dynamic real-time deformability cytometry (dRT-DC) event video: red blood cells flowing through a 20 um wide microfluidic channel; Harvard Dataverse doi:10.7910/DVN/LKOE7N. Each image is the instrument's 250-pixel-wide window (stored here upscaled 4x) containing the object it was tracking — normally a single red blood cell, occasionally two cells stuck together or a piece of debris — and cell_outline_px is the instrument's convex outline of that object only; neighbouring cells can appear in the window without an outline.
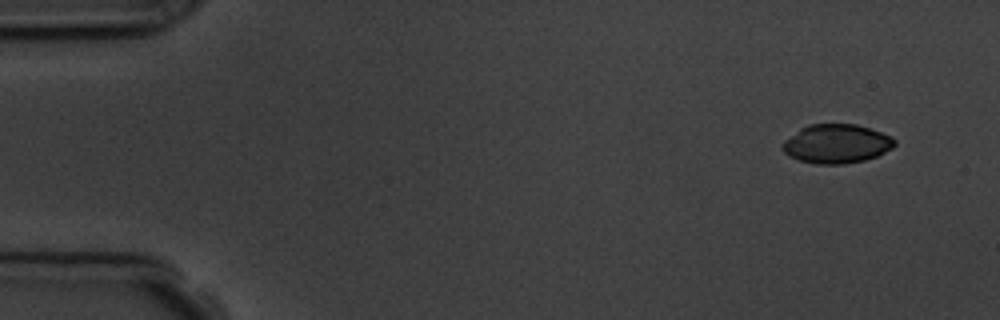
{"species": "common noctule bat (a hibernating species)", "species_latin": "Nyctalus noctula", "temperature_condition": "room temperature", "stored_images_in_passage": 9, "camera_frame_rate_fps": 3000, "um_per_image_px": 0.085, "animal": {"sex": "male", "body_mass_g": 19.5, "forearm_length_mm": 54.6}, "frame": {"image": 1, "passage_image": 1, "time_ms": 0.0, "image_size_px": [1000, 320], "cell_outline_px": [[896, 144], [892, 148], [876, 156], [864, 160], [844, 164], [816, 164], [800, 160], [788, 156], [784, 152], [784, 140], [800, 128], [808, 124], [856, 124], [892, 136], [896, 140]], "centroid_in_image_um": [71.11, 12.22], "position_along_channel_um": 13.9, "area_um2": 25.37}}
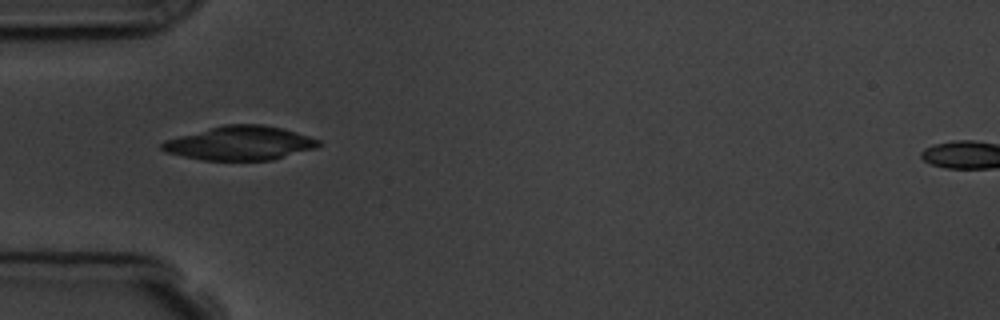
{"frame": {"image": 2, "passage_image": 4, "time_ms": 4.333, "image_size_px": [1000, 320], "cell_outline_px": [[320, 144], [316, 148], [272, 160], [204, 160], [184, 156], [168, 152], [160, 148], [160, 144], [164, 140], [224, 124], [264, 124], [280, 128], [308, 136], [320, 140]], "centroid_in_image_um": [20.4, 12.16], "position_along_channel_um": 64.6, "area_um2": 30.69}}